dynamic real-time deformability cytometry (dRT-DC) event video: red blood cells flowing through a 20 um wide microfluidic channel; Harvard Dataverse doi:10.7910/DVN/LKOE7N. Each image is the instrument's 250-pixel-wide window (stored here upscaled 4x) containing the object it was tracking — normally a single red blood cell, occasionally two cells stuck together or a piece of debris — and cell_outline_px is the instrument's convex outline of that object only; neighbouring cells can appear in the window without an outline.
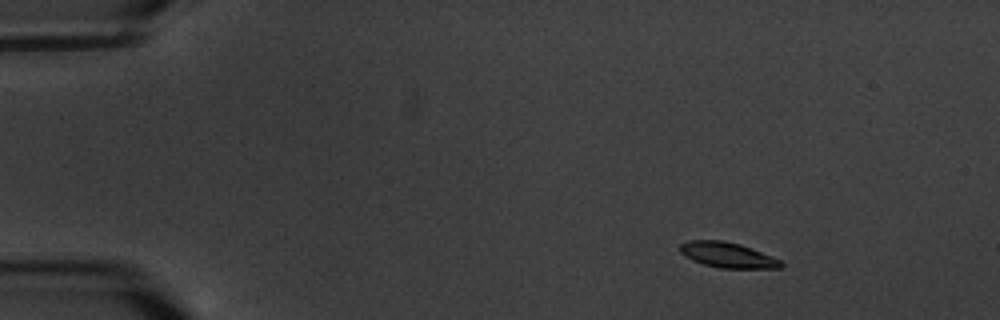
{"species": "common noctule bat (a hibernating species)", "species_latin": "Nyctalus noctula", "temperature_condition": "warm", "stored_images_in_passage": 6, "camera_frame_rate_fps": 3000, "um_per_image_px": 0.085, "animal": {"sex": "male", "body_mass_g": 20.1, "forearm_length_mm": 53.5}, "frame": {"image": 1, "passage_image": 2, "time_ms": 1.0, "image_size_px": [1000, 320], "cell_outline_px": [[784, 264], [780, 268], [720, 268], [704, 264], [692, 260], [684, 256], [680, 252], [680, 244], [688, 240], [724, 240], [740, 244], [752, 248], [780, 260]], "centroid_in_image_um": [61.82, 21.67], "position_along_channel_um": 23.2, "area_um2": 14.91}}
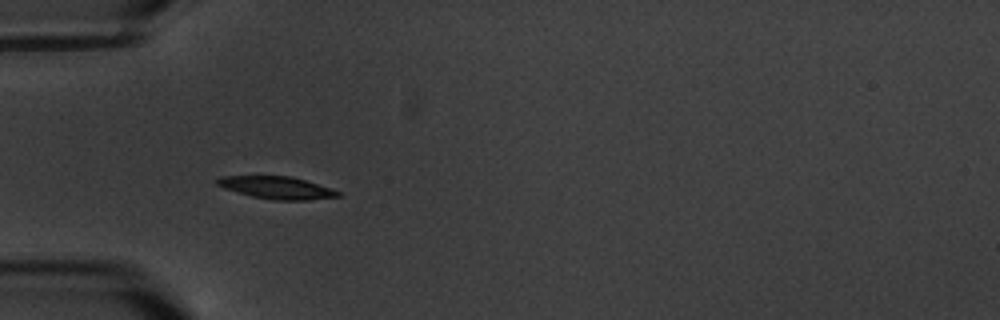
{"frame": {"image": 2, "passage_image": 5, "time_ms": 4.667, "image_size_px": [1000, 320], "cell_outline_px": [[340, 196], [308, 200], [272, 200], [252, 196], [224, 188], [216, 184], [216, 180], [220, 176], [292, 176], [332, 188], [340, 192]], "centroid_in_image_um": [23.54, 15.95], "position_along_channel_um": 61.5, "area_um2": 15.72}}